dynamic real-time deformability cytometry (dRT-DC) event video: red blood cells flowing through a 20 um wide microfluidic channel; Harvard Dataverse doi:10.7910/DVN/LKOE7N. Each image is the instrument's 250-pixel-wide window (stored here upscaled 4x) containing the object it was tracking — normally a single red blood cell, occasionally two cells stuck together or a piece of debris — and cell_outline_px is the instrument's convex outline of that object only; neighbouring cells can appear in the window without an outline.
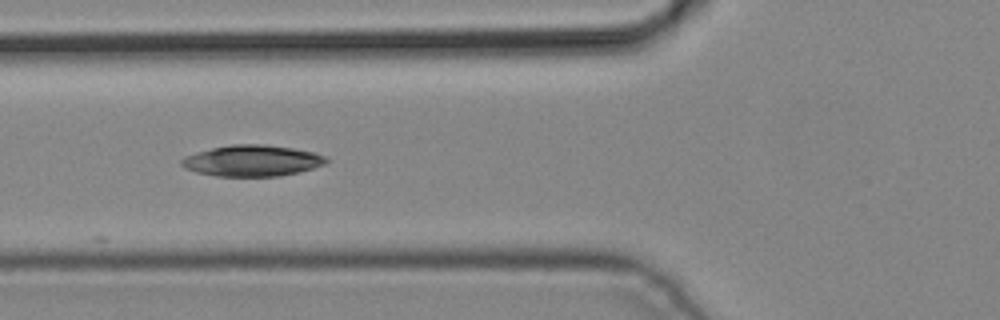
{"species": "common noctule bat (a hibernating species)", "species_latin": "Nyctalus noctula", "temperature_condition": "cold", "stored_images_in_passage": 5, "camera_frame_rate_fps": 3000, "um_per_image_px": 0.085, "animal": {"sex": "male", "body_mass_g": 19.2, "forearm_length_mm": 51.8}, "frame": {"image": 1, "passage_image": 4, "time_ms": 1.0, "image_size_px": [1000, 320], "cell_outline_px": [[328, 160], [324, 164], [312, 168], [280, 176], [216, 176], [196, 172], [184, 168], [180, 164], [180, 160], [184, 156], [196, 152], [212, 148], [232, 144], [264, 144], [292, 148], [316, 152], [324, 156]], "centroid_in_image_um": [21.39, 13.65], "position_along_channel_um": 104.4, "area_um2": 26.24}}
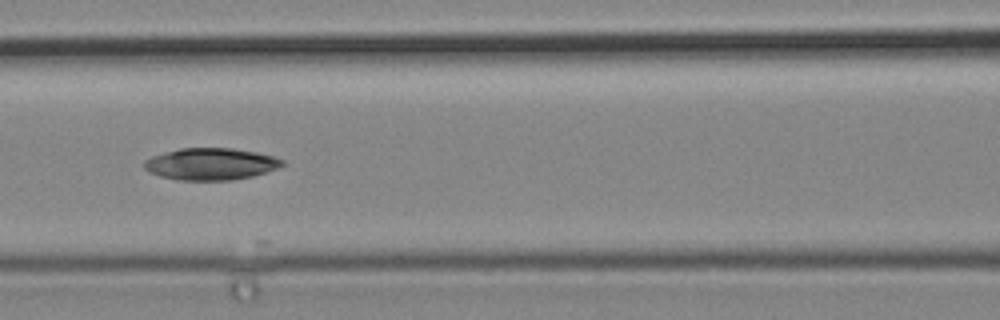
{"frame": {"image": 2, "passage_image": 5, "time_ms": 1.333, "image_size_px": [1000, 320], "cell_outline_px": [[284, 164], [276, 168], [252, 176], [232, 180], [180, 180], [160, 176], [148, 172], [144, 168], [144, 160], [152, 156], [180, 148], [232, 148], [256, 152], [272, 156], [284, 160]], "centroid_in_image_um": [17.88, 13.94], "position_along_channel_um": 148.7, "area_um2": 25.49}}